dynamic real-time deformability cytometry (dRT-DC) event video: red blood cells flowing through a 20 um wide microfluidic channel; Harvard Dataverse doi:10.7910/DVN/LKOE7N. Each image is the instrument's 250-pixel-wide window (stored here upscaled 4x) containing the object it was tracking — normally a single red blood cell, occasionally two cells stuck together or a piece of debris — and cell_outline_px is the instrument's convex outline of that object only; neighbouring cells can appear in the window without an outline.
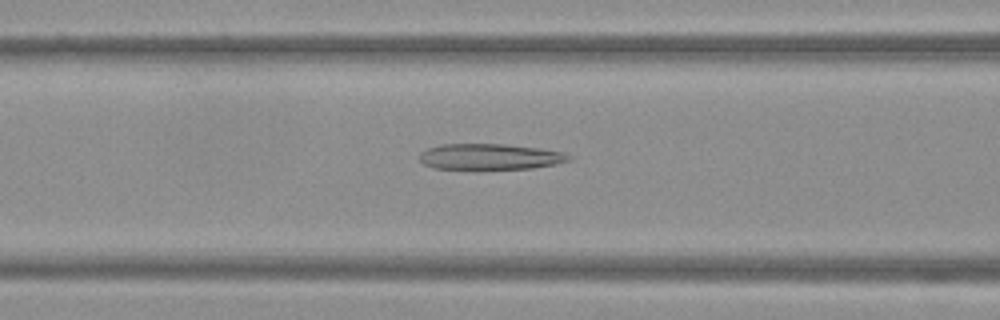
{"species": "Egyptian fruit bat (a non-hibernating species)", "species_latin": "Rousettus aegyptiacus", "temperature_condition": "warm", "stored_images_in_passage": 48, "camera_frame_rate_fps": 3000, "um_per_image_px": 0.085, "frame": {"image": 1, "passage_image": 19, "time_ms": 6.0, "image_size_px": [1000, 320], "cell_outline_px": [[572, 160], [556, 164], [532, 168], [472, 172], [432, 168], [424, 164], [420, 160], [420, 152], [428, 148], [440, 144], [504, 144], [540, 148], [564, 152]], "centroid_in_image_um": [41.59, 13.37], "position_along_channel_um": 125.0, "area_um2": 23.7}}
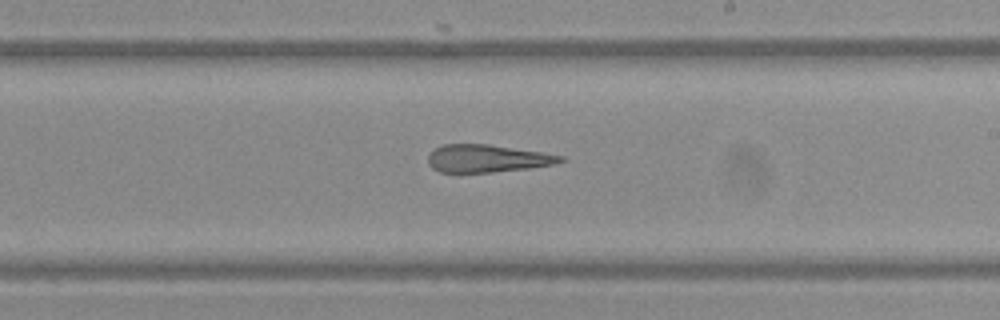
{"frame": {"image": 2, "passage_image": 28, "time_ms": 9.0, "image_size_px": [1000, 320], "cell_outline_px": [[568, 160], [556, 164], [528, 168], [460, 176], [440, 172], [432, 168], [428, 164], [428, 156], [436, 148], [444, 144], [488, 144], [544, 152], [564, 156]], "centroid_in_image_um": [41.4, 13.51], "position_along_channel_um": 247.6, "area_um2": 22.2}}
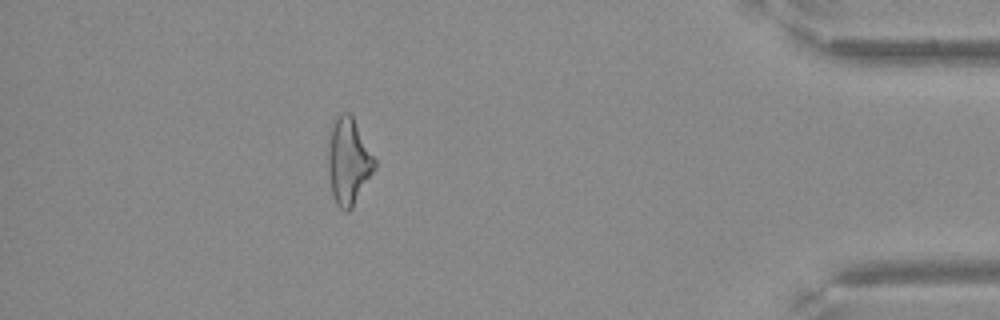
{"frame": {"image": 3, "passage_image": 43, "time_ms": 14.0, "image_size_px": [1000, 320], "cell_outline_px": [[376, 168], [352, 208], [348, 212], [344, 212], [336, 204], [332, 196], [328, 172], [328, 132], [336, 116], [340, 112], [348, 112], [352, 116], [376, 160]], "centroid_in_image_um": [29.6, 13.71], "position_along_channel_um": 405.6, "area_um2": 23.76}}